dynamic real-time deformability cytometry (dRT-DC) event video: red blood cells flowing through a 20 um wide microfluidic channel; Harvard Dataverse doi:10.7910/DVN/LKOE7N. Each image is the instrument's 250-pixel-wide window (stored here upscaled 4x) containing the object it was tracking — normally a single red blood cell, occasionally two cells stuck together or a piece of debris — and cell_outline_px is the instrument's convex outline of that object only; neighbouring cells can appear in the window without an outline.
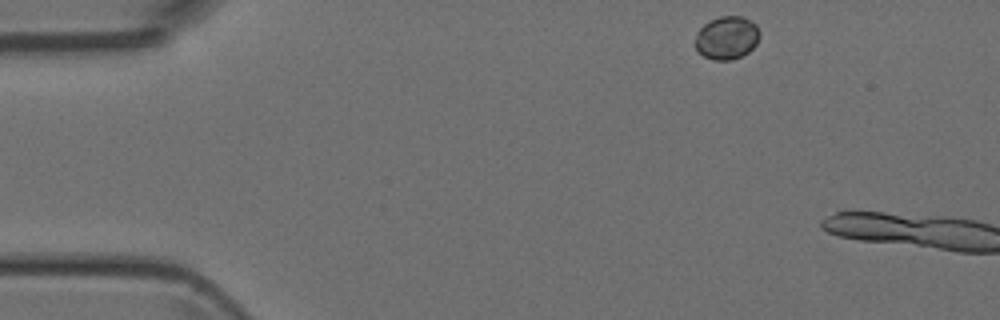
{"species": "Egyptian fruit bat (a non-hibernating species)", "species_latin": "Rousettus aegyptiacus", "temperature_condition": "room temperature", "stored_images_in_passage": 3, "camera_frame_rate_fps": 3000, "um_per_image_px": 0.085, "animal": {"sex": "female"}, "frame": {"image": 1, "passage_image": 1, "time_ms": 0.0, "image_size_px": [1000, 320], "cell_outline_px": [[760, 36], [756, 44], [748, 52], [740, 56], [728, 60], [712, 60], [704, 56], [696, 48], [696, 32], [704, 24], [720, 16], [744, 16], [756, 24], [760, 32]], "centroid_in_image_um": [61.79, 3.2], "position_along_channel_um": 23.2, "area_um2": 16.13}}